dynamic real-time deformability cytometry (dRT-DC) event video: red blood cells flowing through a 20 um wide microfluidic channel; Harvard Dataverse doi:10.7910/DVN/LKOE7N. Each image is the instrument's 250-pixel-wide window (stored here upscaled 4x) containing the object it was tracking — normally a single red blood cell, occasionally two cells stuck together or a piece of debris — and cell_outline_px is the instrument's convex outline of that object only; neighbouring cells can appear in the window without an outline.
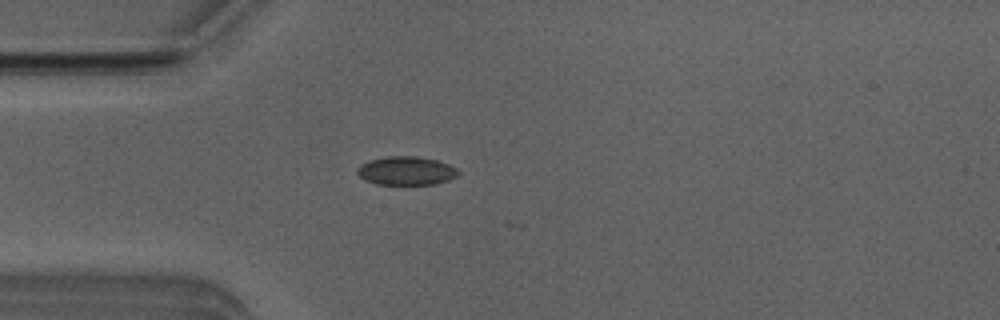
{"species": "Egyptian fruit bat (a non-hibernating species)", "species_latin": "Rousettus aegyptiacus", "temperature_condition": "room temperature", "stored_images_in_passage": 4, "camera_frame_rate_fps": 3000, "um_per_image_px": 0.085, "animal": {"sex": "male"}, "frame": {"image": 1, "passage_image": 4, "time_ms": 1.0, "image_size_px": [1000, 320], "cell_outline_px": [[460, 172], [456, 176], [448, 180], [436, 184], [376, 184], [364, 180], [356, 172], [356, 168], [360, 164], [368, 160], [384, 156], [416, 156], [436, 160], [448, 164], [456, 168]], "centroid_in_image_um": [34.49, 14.51], "position_along_channel_um": 50.5, "area_um2": 16.94}}